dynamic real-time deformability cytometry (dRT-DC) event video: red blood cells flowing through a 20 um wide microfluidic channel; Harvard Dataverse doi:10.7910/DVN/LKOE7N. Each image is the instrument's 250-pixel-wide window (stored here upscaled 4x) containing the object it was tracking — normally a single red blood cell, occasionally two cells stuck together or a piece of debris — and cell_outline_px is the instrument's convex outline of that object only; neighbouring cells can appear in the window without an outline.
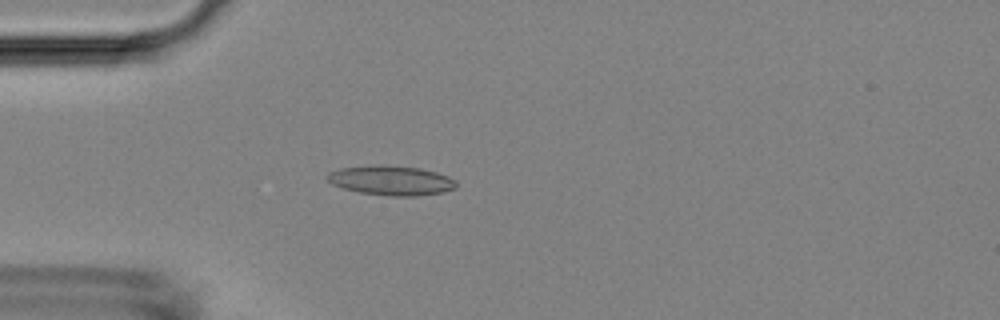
{"species": "Egyptian fruit bat (a non-hibernating species)", "species_latin": "Rousettus aegyptiacus", "temperature_condition": "room temperature", "stored_images_in_passage": 53, "camera_frame_rate_fps": 3000, "um_per_image_px": 0.085, "animal": {"sex": "female"}, "frame": {"image": 1, "passage_image": 15, "time_ms": 4.667, "image_size_px": [1000, 320], "cell_outline_px": [[456, 188], [444, 192], [416, 196], [388, 196], [360, 192], [344, 188], [332, 184], [324, 176], [328, 172], [340, 168], [376, 164], [384, 164], [420, 168], [436, 172], [448, 176], [456, 180]], "centroid_in_image_um": [33.24, 15.32], "position_along_channel_um": 51.8, "area_um2": 22.48}}
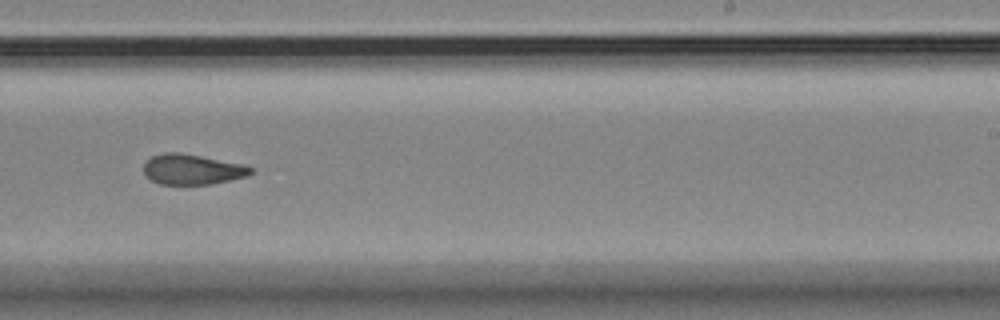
{"frame": {"image": 2, "passage_image": 33, "time_ms": 10.667, "image_size_px": [1000, 320], "cell_outline_px": [[252, 172], [248, 176], [212, 184], [160, 184], [144, 176], [144, 164], [152, 156], [164, 152], [180, 152], [244, 164], [252, 168]], "centroid_in_image_um": [16.33, 14.39], "position_along_channel_um": 272.7, "area_um2": 18.96}}
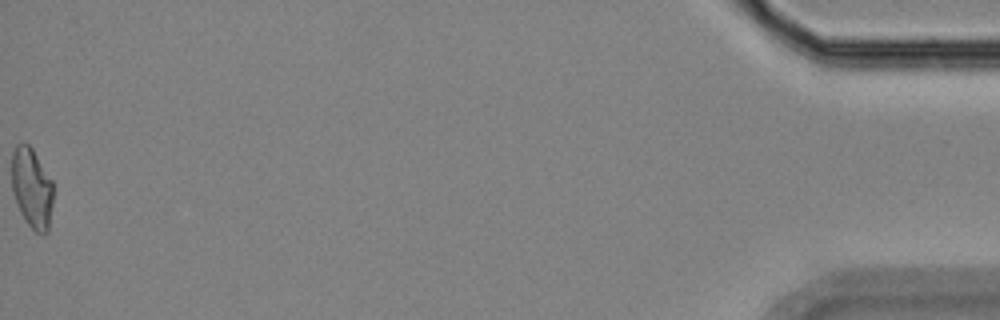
{"frame": {"image": 3, "passage_image": 53, "time_ms": 17.333, "image_size_px": [1000, 320], "cell_outline_px": [[52, 204], [48, 232], [44, 236], [36, 232], [28, 224], [20, 212], [16, 204], [12, 192], [12, 152], [16, 144], [28, 144], [32, 148], [52, 180]], "centroid_in_image_um": [2.7, 16.0], "position_along_channel_um": 432.5, "area_um2": 19.42}, "authors_computed_cell_mechanics": {"area_um2": 19.8254, "velocity_mm_per_s": 3.8263, "shape_relaxation_time_tau1_ms": 8.8274, "shape_relaxation_time_tau2_ms": 2.421, "deformation_change_tau1": 0.207, "deformation_change_tau2": 0.1007}}